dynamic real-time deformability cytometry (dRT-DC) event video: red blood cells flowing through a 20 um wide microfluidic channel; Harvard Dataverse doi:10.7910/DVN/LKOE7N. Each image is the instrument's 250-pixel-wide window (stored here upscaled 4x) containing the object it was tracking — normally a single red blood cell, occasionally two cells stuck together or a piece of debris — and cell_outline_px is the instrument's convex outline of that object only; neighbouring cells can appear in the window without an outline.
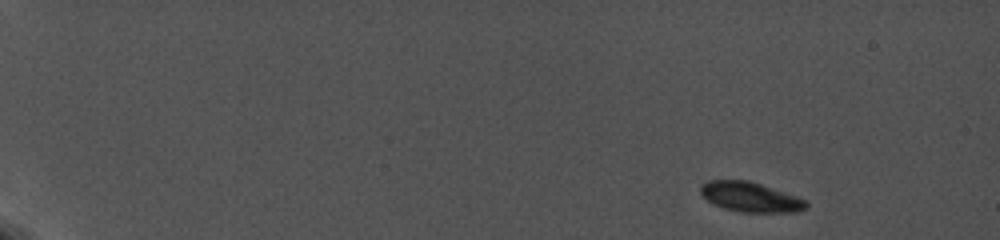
{"species": "common noctule bat (a hibernating species)", "species_latin": "Nyctalus noctula", "temperature_condition": "cold", "stored_images_in_passage": 30, "camera_frame_rate_fps": 5000, "um_per_image_px": 0.085, "animal": {"sex": "female", "body_mass_g": 19.0, "forearm_length_mm": 56.7}, "frame": {"image": 1, "passage_image": 1, "time_ms": 0.0, "image_size_px": [1000, 240], "cell_outline_px": [[808, 208], [796, 212], [740, 212], [724, 208], [712, 204], [700, 192], [700, 184], [708, 180], [748, 180], [808, 200]], "centroid_in_image_um": [63.78, 16.75], "position_along_channel_um": 21.2, "area_um2": 18.38}}
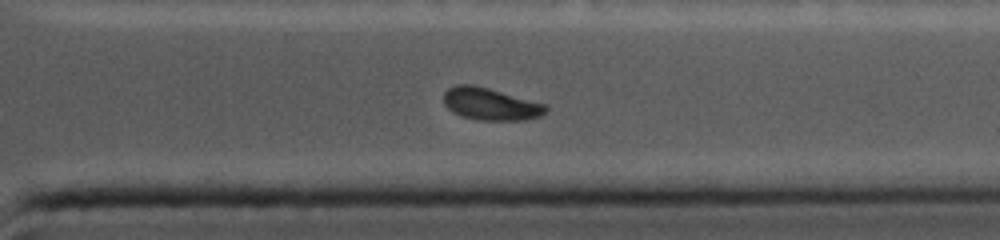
{"frame": {"image": 2, "passage_image": 26, "time_ms": 14.0, "image_size_px": [1000, 240], "cell_outline_px": [[548, 108], [540, 116], [524, 120], [476, 120], [460, 116], [452, 112], [444, 104], [444, 92], [448, 88], [456, 84], [472, 84], [488, 88], [548, 104]], "centroid_in_image_um": [41.68, 8.84], "position_along_channel_um": 369.7, "area_um2": 19.36}}
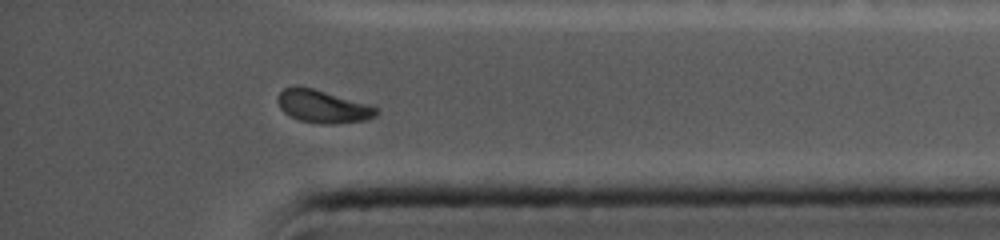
{"frame": {"image": 3, "passage_image": 28, "time_ms": 15.0, "image_size_px": [1000, 240], "cell_outline_px": [[380, 112], [376, 116], [364, 120], [336, 124], [328, 124], [300, 120], [284, 112], [280, 108], [276, 100], [276, 96], [284, 88], [296, 84], [312, 88], [372, 104], [380, 108]], "centroid_in_image_um": [27.47, 9.02], "position_along_channel_um": 407.7, "area_um2": 19.19}}